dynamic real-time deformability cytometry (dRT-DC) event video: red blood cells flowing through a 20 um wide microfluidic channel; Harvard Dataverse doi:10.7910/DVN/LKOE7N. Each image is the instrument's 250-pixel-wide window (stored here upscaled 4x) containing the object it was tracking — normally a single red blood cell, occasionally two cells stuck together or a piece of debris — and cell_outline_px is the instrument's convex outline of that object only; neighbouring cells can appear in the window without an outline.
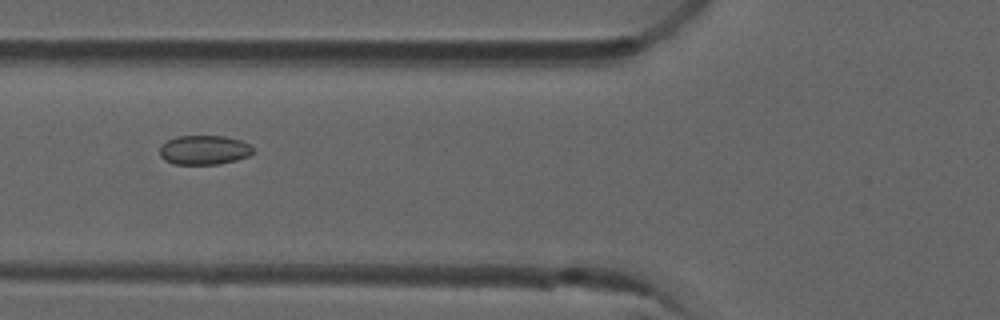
{"species": "common noctule bat (a hibernating species)", "species_latin": "Nyctalus noctula", "temperature_condition": "room temperature", "stored_images_in_passage": 9, "camera_frame_rate_fps": 3000, "um_per_image_px": 0.085, "animal": {"sex": "male", "forearm_length_mm": 52.5}, "frame": {"image": 1, "passage_image": 6, "time_ms": 1.667, "image_size_px": [1000, 320], "cell_outline_px": [[252, 152], [248, 156], [236, 160], [216, 164], [172, 164], [164, 160], [160, 156], [160, 144], [168, 140], [180, 136], [224, 136], [240, 140], [248, 144], [252, 148]], "centroid_in_image_um": [17.3, 12.75], "position_along_channel_um": 108.5, "area_um2": 15.84}}
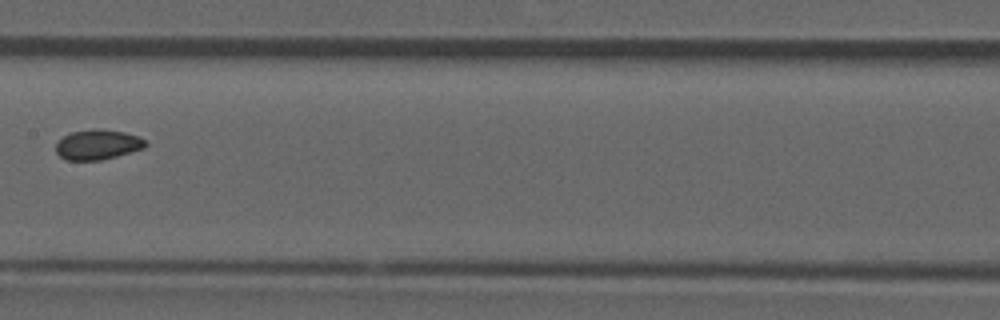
{"frame": {"image": 2, "passage_image": 8, "time_ms": 2.333, "image_size_px": [1000, 320], "cell_outline_px": [[148, 144], [144, 148], [116, 156], [100, 160], [64, 160], [56, 152], [56, 144], [64, 136], [72, 132], [96, 128], [100, 128], [124, 132], [148, 140]], "centroid_in_image_um": [8.32, 12.29], "position_along_channel_um": 199.1, "area_um2": 15.66}}
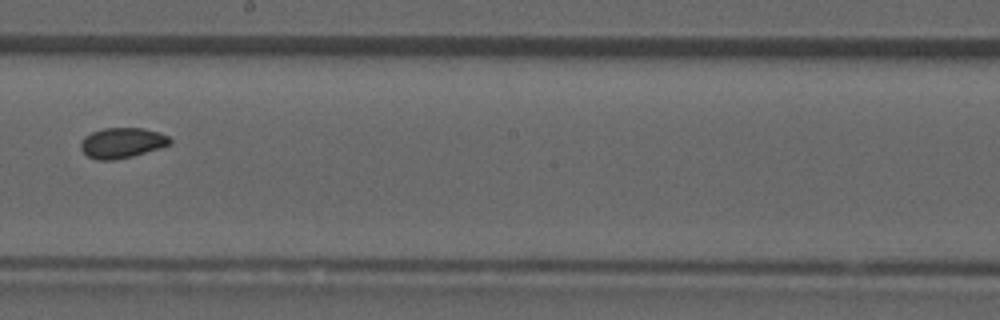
{"frame": {"image": 3, "passage_image": 9, "time_ms": 2.667, "image_size_px": [1000, 320], "cell_outline_px": [[172, 140], [168, 144], [132, 156], [112, 160], [96, 160], [88, 156], [80, 148], [80, 144], [84, 136], [92, 132], [104, 128], [144, 128], [168, 136]], "centroid_in_image_um": [10.31, 12.13], "position_along_channel_um": 237.9, "area_um2": 15.43}}